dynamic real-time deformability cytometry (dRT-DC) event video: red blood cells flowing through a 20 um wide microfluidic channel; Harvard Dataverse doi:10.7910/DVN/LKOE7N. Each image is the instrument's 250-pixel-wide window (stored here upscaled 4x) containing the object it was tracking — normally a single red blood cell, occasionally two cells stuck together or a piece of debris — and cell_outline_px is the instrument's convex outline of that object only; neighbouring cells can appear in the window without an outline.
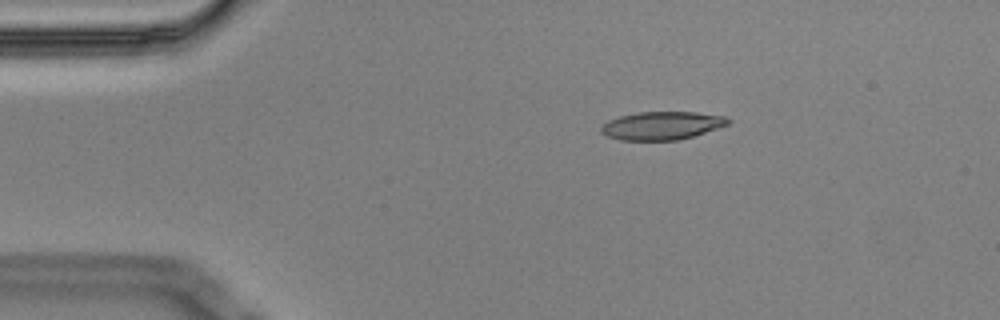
{"species": "Egyptian fruit bat (a non-hibernating species)", "species_latin": "Rousettus aegyptiacus", "temperature_condition": "cold", "stored_images_in_passage": 9, "camera_frame_rate_fps": 3000, "um_per_image_px": 0.085, "animal": {"sex": "male"}, "frame": {"image": 1, "passage_image": 3, "time_ms": 0.667, "image_size_px": [1000, 320], "cell_outline_px": [[732, 120], [728, 124], [692, 136], [676, 140], [620, 140], [608, 136], [600, 132], [600, 128], [608, 120], [620, 116], [640, 112], [696, 112], [724, 116]], "centroid_in_image_um": [56.24, 10.67], "position_along_channel_um": 28.8, "area_um2": 20.58}}
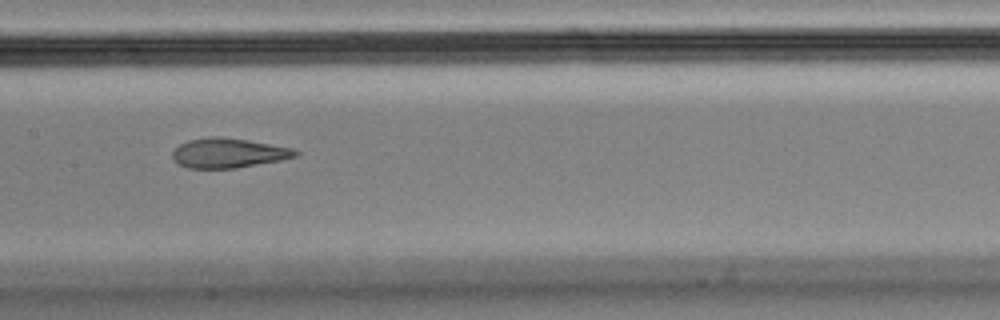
{"frame": {"image": 2, "passage_image": 8, "time_ms": 2.333, "image_size_px": [1000, 320], "cell_outline_px": [[300, 152], [296, 156], [280, 160], [236, 168], [188, 168], [180, 164], [172, 156], [172, 152], [180, 144], [188, 140], [212, 136], [216, 136], [248, 140], [292, 148]], "centroid_in_image_um": [19.41, 13.0], "position_along_channel_um": 188.0, "area_um2": 20.98}}
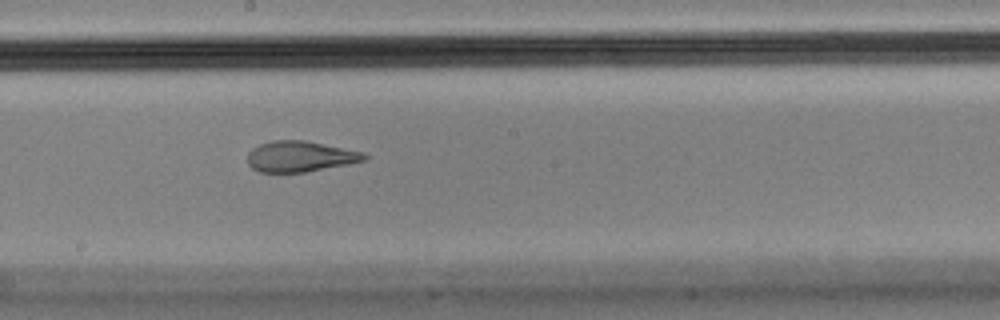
{"frame": {"image": 3, "passage_image": 9, "time_ms": 2.667, "image_size_px": [1000, 320], "cell_outline_px": [[368, 160], [348, 164], [304, 172], [260, 172], [252, 168], [248, 164], [248, 152], [252, 148], [260, 144], [272, 140], [304, 140], [364, 152], [368, 156]], "centroid_in_image_um": [25.52, 13.29], "position_along_channel_um": 222.7, "area_um2": 20.92}}